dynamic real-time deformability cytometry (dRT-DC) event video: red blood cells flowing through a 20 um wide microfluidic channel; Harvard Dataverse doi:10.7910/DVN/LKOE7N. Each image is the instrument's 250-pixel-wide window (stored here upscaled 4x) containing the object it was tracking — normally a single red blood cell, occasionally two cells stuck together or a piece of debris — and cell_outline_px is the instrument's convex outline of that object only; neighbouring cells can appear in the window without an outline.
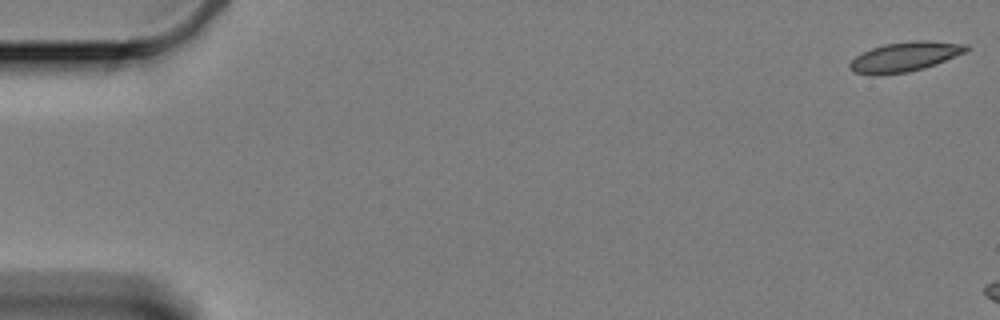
{"species": "Egyptian fruit bat (a non-hibernating species)", "species_latin": "Rousettus aegyptiacus", "temperature_condition": "cold", "stored_images_in_passage": 7, "camera_frame_rate_fps": 3000, "um_per_image_px": 0.085, "animal": {"sex": "female"}, "frame": {"image": 1, "passage_image": 1, "time_ms": 0.0, "image_size_px": [1000, 320], "cell_outline_px": [[972, 48], [968, 52], [936, 64], [924, 68], [908, 72], [880, 76], [872, 76], [852, 72], [848, 64], [856, 56], [872, 48], [884, 44], [916, 40], [928, 40], [968, 44]], "centroid_in_image_um": [76.95, 4.84], "position_along_channel_um": 8.0, "area_um2": 20.58}}